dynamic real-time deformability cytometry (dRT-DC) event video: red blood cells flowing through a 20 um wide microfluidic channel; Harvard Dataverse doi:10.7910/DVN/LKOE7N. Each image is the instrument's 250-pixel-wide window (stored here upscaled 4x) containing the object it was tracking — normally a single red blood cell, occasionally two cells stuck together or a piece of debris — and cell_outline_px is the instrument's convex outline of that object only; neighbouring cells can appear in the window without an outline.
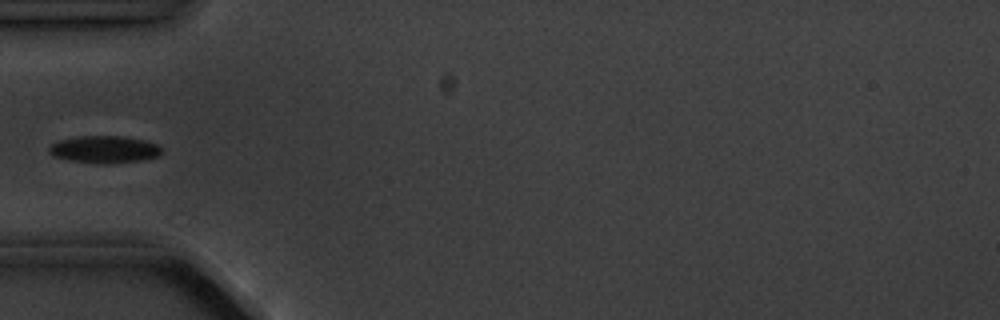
{"species": "common noctule bat (a hibernating species)", "species_latin": "Nyctalus noctula", "temperature_condition": "cold", "stored_images_in_passage": 7, "camera_frame_rate_fps": 3000, "um_per_image_px": 0.085, "animal": {"sex": "male", "body_mass_g": 20.1, "forearm_length_mm": 53.5}, "frame": {"image": 1, "passage_image": 6, "time_ms": 5.667, "image_size_px": [1000, 320], "cell_outline_px": [[160, 156], [144, 160], [104, 164], [72, 160], [52, 156], [48, 152], [48, 148], [52, 144], [60, 140], [80, 136], [124, 136], [144, 140], [156, 144], [160, 148]], "centroid_in_image_um": [8.87, 12.7], "position_along_channel_um": 76.1, "area_um2": 17.74}}